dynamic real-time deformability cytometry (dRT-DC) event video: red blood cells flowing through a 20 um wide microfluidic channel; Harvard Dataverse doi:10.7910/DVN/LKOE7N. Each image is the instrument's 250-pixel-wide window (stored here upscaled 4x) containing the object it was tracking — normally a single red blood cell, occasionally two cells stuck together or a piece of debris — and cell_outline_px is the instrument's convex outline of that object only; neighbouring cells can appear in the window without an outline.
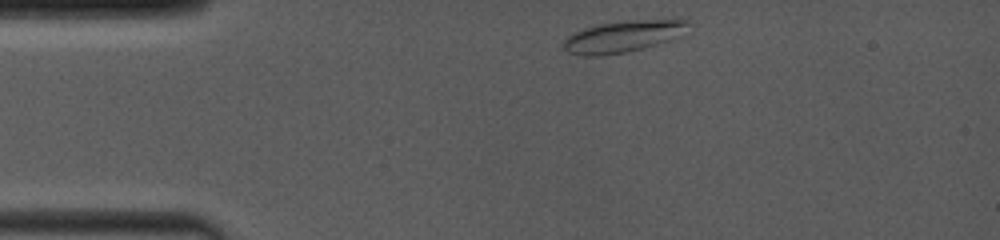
{"species": "common noctule bat (a hibernating species)", "species_latin": "Nyctalus noctula", "temperature_condition": "room temperature", "stored_images_in_passage": 34, "camera_frame_rate_fps": 4000, "um_per_image_px": 0.085, "animal": {"sex": "female", "body_mass_g": 19.0, "forearm_length_mm": 53.3}, "frame": {"image": 1, "passage_image": 1, "time_ms": 0.0, "image_size_px": [1000, 240], "cell_outline_px": [[688, 20], [676, 36], [672, 40], [628, 52], [600, 56], [580, 56], [568, 52], [564, 48], [564, 40], [572, 32], [584, 28], [600, 24], [628, 20]], "centroid_in_image_um": [52.82, 3.13], "position_along_channel_um": 32.2, "area_um2": 22.48}}
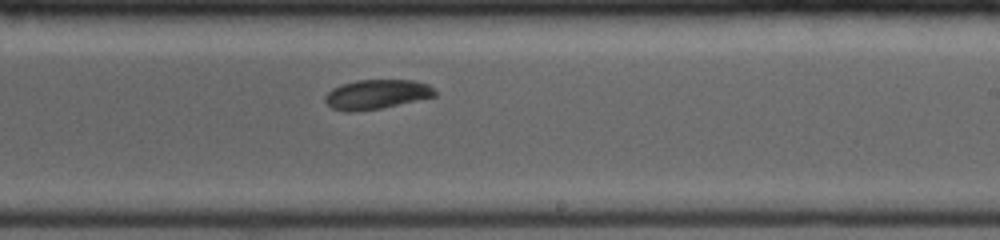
{"frame": {"image": 2, "passage_image": 20, "time_ms": 6.75, "image_size_px": [1000, 240], "cell_outline_px": [[436, 96], [380, 108], [352, 112], [344, 112], [332, 108], [324, 100], [324, 96], [332, 88], [356, 80], [412, 80], [428, 84], [436, 92]], "centroid_in_image_um": [31.98, 8.02], "position_along_channel_um": 257.0, "area_um2": 18.73}}
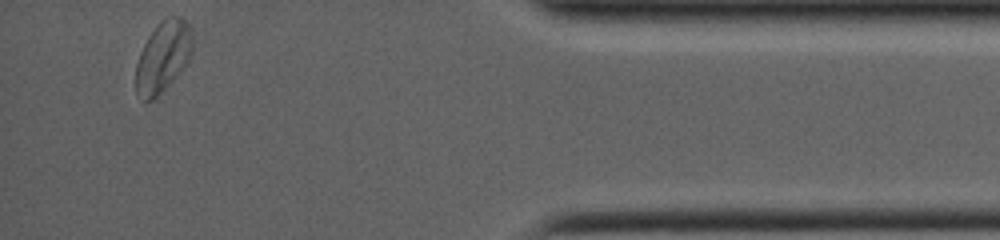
{"frame": {"image": 3, "passage_image": 34, "time_ms": 11.75, "image_size_px": [1000, 240], "cell_outline_px": [[192, 48], [184, 64], [176, 76], [152, 100], [144, 104], [136, 96], [136, 64], [140, 52], [148, 36], [156, 24], [164, 16], [180, 16], [188, 20], [192, 36]], "centroid_in_image_um": [13.81, 4.79], "position_along_channel_um": 421.4, "area_um2": 23.41}, "authors_computed_cell_mechanics": {"area_um2": 19.5364, "velocity_mm_per_s": 4.038, "shape_relaxation_time_tau1_ms": 2.3049, "shape_relaxation_time_tau2_ms": 3.1493, "deformation_change_tau1": 0.0914, "deformation_change_tau2": 0.0433}}